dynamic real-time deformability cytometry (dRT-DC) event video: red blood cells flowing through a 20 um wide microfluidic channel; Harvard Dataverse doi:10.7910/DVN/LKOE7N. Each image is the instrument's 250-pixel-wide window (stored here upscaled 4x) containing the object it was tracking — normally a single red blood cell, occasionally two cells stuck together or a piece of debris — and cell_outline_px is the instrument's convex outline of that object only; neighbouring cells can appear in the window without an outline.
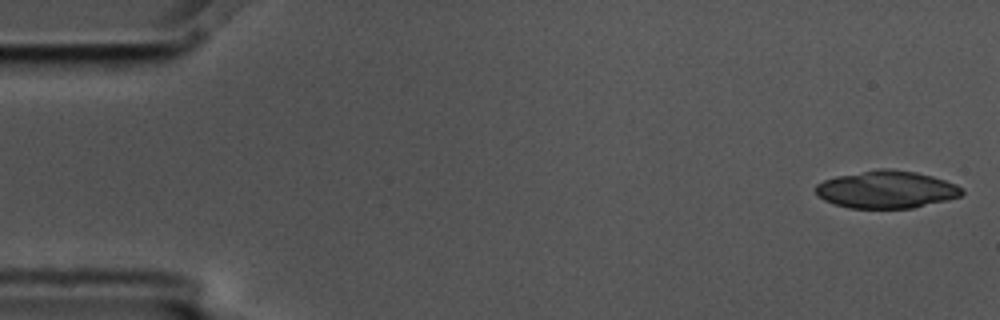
{"species": "common noctule bat (a hibernating species)", "species_latin": "Nyctalus noctula", "temperature_condition": "cold", "stored_images_in_passage": 2, "camera_frame_rate_fps": 3000, "um_per_image_px": 0.085, "animal": {"sex": "male", "body_mass_g": 17.5, "forearm_length_mm": 52.3}, "frame": {"image": 1, "passage_image": 1, "time_ms": 0.0, "image_size_px": [1000, 320], "cell_outline_px": [[964, 192], [960, 196], [948, 200], [912, 208], [848, 208], [824, 200], [816, 196], [816, 184], [824, 180], [836, 176], [880, 168], [892, 168], [916, 172], [932, 176], [956, 184], [964, 188]], "centroid_in_image_um": [75.35, 16.1], "position_along_channel_um": 9.6, "area_um2": 32.08}}